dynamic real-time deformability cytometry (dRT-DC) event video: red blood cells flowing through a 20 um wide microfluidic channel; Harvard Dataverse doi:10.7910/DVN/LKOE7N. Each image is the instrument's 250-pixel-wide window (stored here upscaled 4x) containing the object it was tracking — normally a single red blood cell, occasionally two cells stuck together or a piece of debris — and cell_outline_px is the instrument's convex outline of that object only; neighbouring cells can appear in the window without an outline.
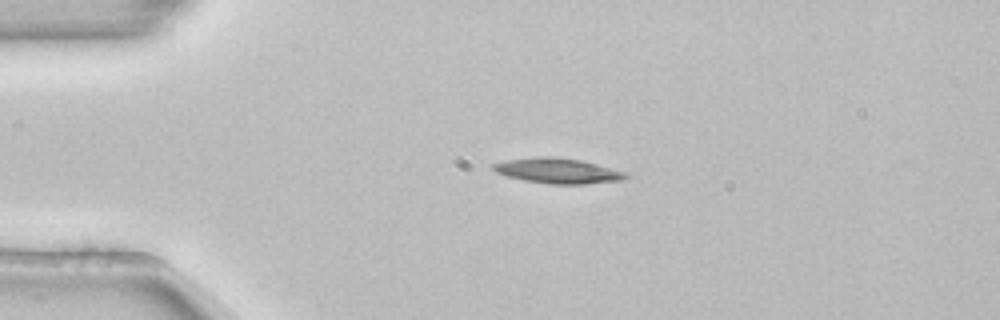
{"species": "common noctule bat (a hibernating species)", "species_latin": "Nyctalus noctula", "temperature_condition": "room temperature", "stored_images_in_passage": 42, "camera_frame_rate_fps": 3000, "um_per_image_px": 0.085, "animal": {"sex": "female", "body_mass_g": 22.7, "forearm_length_mm": 54.2}, "frame": {"image": 1, "passage_image": 1, "time_ms": 0.0, "image_size_px": [1000, 320], "cell_outline_px": [[632, 176], [624, 180], [584, 184], [548, 184], [524, 180], [508, 176], [496, 172], [492, 168], [492, 164], [508, 160], [540, 156], [552, 156], [580, 160], [596, 164], [624, 172]], "centroid_in_image_um": [47.44, 14.52], "position_along_channel_um": 37.6, "area_um2": 19.36}}
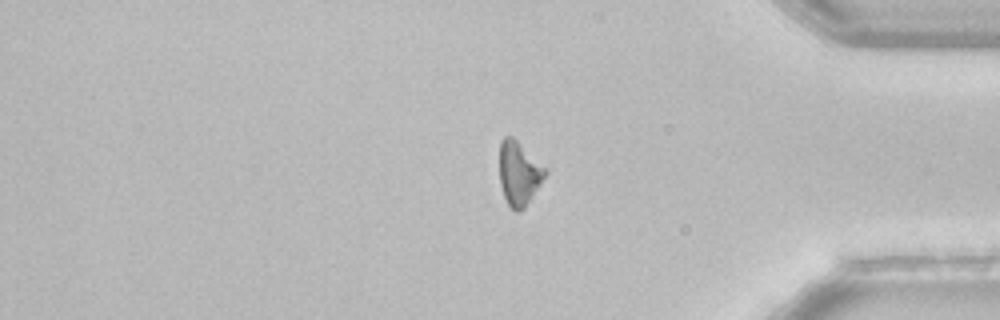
{"frame": {"image": 2, "passage_image": 33, "time_ms": 10.667, "image_size_px": [1000, 320], "cell_outline_px": [[548, 172], [524, 208], [520, 212], [516, 212], [508, 204], [504, 196], [500, 184], [500, 140], [504, 136], [512, 136], [548, 168]], "centroid_in_image_um": [44.12, 14.71], "position_along_channel_um": 391.1, "area_um2": 17.05}}
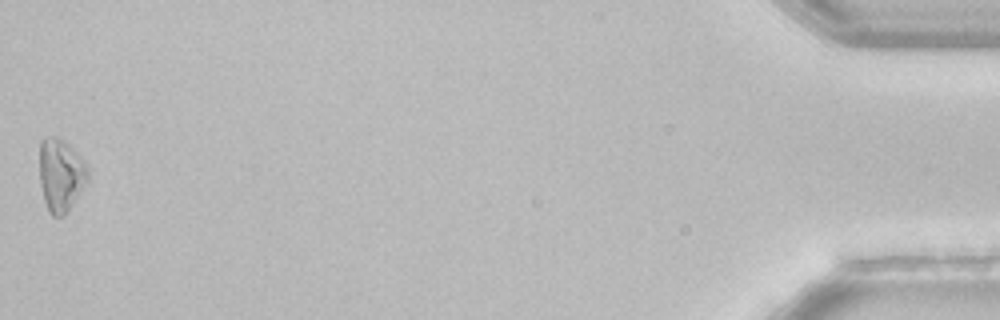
{"frame": {"image": 3, "passage_image": 42, "time_ms": 13.667, "image_size_px": [1000, 320], "cell_outline_px": [[88, 180], [64, 216], [52, 216], [48, 212], [44, 200], [40, 184], [40, 140], [44, 136], [56, 136], [64, 140], [72, 148], [88, 168]], "centroid_in_image_um": [5.14, 14.86], "position_along_channel_um": 430.1, "area_um2": 20.4}, "authors_computed_cell_mechanics": {"area_um2": 18.2648, "velocity_mm_per_s": 3.8699, "shape_relaxation_time_tau1_ms": 9.2405, "shape_relaxation_time_tau2_ms": null, "deformation_change_tau1": 0.1782, "deformation_change_tau2": null}}